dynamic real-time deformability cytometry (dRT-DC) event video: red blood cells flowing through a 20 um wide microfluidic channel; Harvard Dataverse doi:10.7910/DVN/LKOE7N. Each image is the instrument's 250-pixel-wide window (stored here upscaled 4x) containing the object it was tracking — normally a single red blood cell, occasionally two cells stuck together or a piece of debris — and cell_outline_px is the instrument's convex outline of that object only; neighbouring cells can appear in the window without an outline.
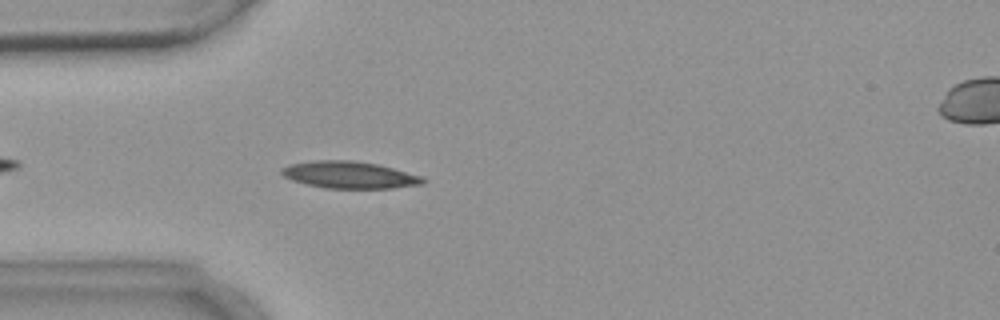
{"species": "common noctule bat (a hibernating species)", "species_latin": "Nyctalus noctula", "temperature_condition": "warm", "stored_images_in_passage": 5, "camera_frame_rate_fps": 3000, "um_per_image_px": 0.085, "animal": {"sex": "female", "body_mass_g": 18.4}, "frame": {"image": 1, "passage_image": 4, "time_ms": 4.0, "image_size_px": [1000, 320], "cell_outline_px": [[424, 184], [392, 188], [324, 188], [292, 180], [284, 176], [280, 172], [280, 168], [292, 164], [312, 160], [352, 160], [376, 164], [392, 168], [420, 176], [424, 180]], "centroid_in_image_um": [29.66, 14.86], "position_along_channel_um": 55.3, "area_um2": 21.96}}